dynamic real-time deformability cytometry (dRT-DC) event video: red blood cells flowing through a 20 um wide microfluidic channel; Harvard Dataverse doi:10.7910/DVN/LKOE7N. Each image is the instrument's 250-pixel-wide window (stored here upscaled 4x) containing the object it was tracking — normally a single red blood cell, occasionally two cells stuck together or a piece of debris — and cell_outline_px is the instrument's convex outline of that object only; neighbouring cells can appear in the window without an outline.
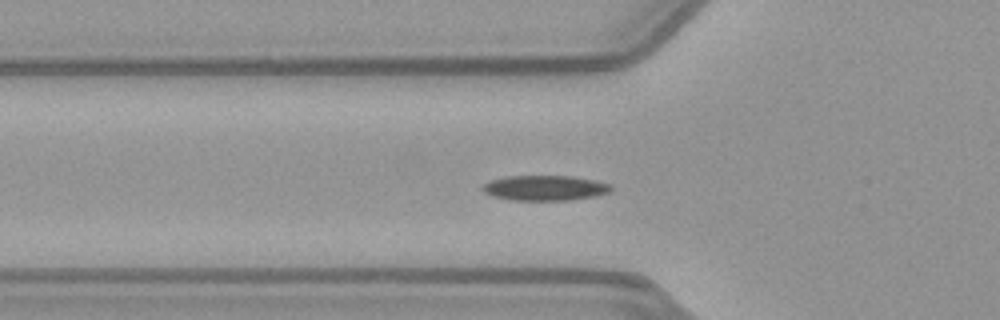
{"species": "common noctule bat (a hibernating species)", "species_latin": "Nyctalus noctula", "temperature_condition": "warm", "stored_images_in_passage": 39, "segment_of_instrument_passage": [1, 2], "camera_frame_rate_fps": 3000, "um_per_image_px": 0.085, "animal": {"sex": "female", "body_mass_g": 21.9}, "frame": {"image": 1, "passage_image": 4, "time_ms": 1.0, "image_size_px": [1000, 320], "cell_outline_px": [[612, 188], [608, 192], [592, 196], [568, 200], [512, 200], [492, 196], [484, 192], [480, 188], [484, 184], [492, 180], [504, 176], [572, 176], [592, 180], [608, 184]], "centroid_in_image_um": [46.24, 15.97], "position_along_channel_um": 79.6, "area_um2": 18.55}}
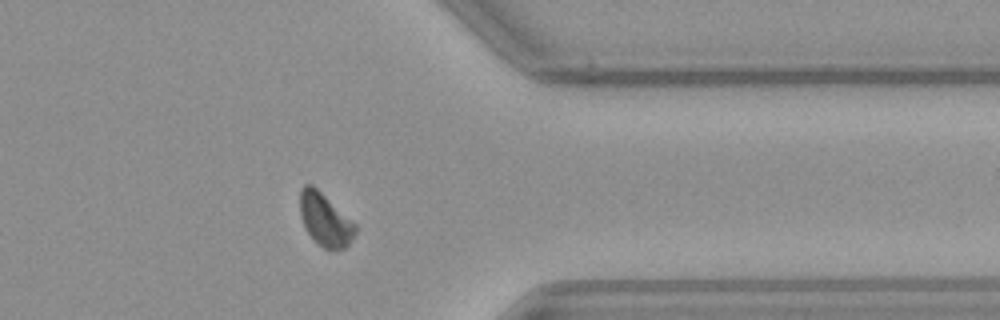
{"frame": {"image": 2, "passage_image": 28, "time_ms": 9.0, "image_size_px": [1000, 320], "cell_outline_px": [[356, 232], [352, 240], [344, 248], [332, 252], [324, 248], [304, 228], [300, 216], [300, 188], [304, 184], [312, 184], [356, 224]], "centroid_in_image_um": [27.62, 18.68], "position_along_channel_um": 383.8, "area_um2": 16.99}}
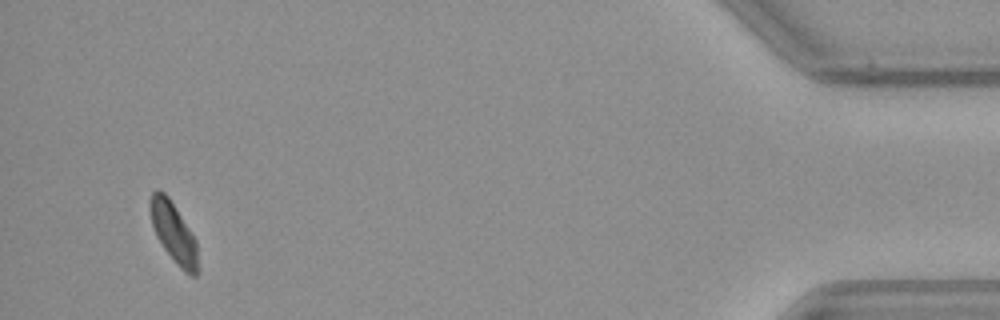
{"frame": {"image": 3, "passage_image": 36, "time_ms": 11.667, "image_size_px": [1000, 320], "cell_outline_px": [[196, 276], [192, 276], [184, 272], [176, 264], [164, 248], [156, 236], [152, 224], [148, 204], [152, 192], [156, 188], [160, 188], [168, 196], [196, 240]], "centroid_in_image_um": [14.7, 19.71], "position_along_channel_um": 420.5, "area_um2": 16.47}}